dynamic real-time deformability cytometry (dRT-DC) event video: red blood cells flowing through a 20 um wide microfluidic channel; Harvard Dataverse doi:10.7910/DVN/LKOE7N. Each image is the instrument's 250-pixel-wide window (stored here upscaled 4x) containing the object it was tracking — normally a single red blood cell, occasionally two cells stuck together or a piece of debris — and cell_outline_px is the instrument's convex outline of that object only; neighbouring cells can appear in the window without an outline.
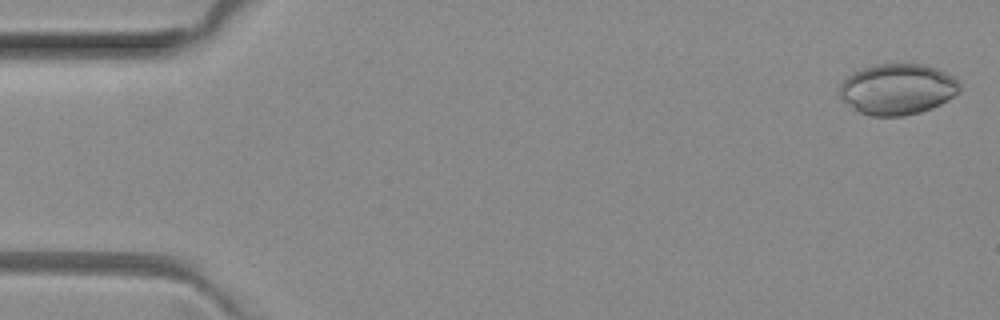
{"species": "common noctule bat (a hibernating species)", "species_latin": "Nyctalus noctula", "temperature_condition": "room temperature", "stored_images_in_passage": 5, "camera_frame_rate_fps": 3000, "um_per_image_px": 0.085, "animal": {"sex": "female", "body_mass_g": 29.2, "forearm_length_mm": 56.3}, "frame": {"image": 1, "passage_image": 1, "time_ms": 0.0, "image_size_px": [1000, 320], "cell_outline_px": [[960, 92], [948, 100], [932, 108], [920, 112], [904, 116], [872, 116], [860, 112], [852, 108], [840, 96], [840, 84], [852, 72], [876, 64], [924, 64], [936, 68], [960, 80]], "centroid_in_image_um": [76.31, 7.58], "position_along_channel_um": 8.7, "area_um2": 35.66}}
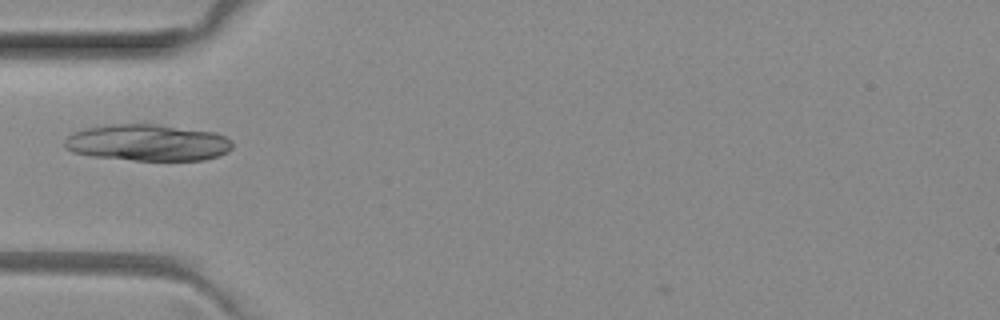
{"frame": {"image": 2, "passage_image": 4, "time_ms": 1.0, "image_size_px": [1000, 320], "cell_outline_px": [[232, 148], [228, 152], [204, 160], [132, 160], [92, 156], [72, 152], [64, 144], [64, 140], [72, 132], [88, 128], [108, 124], [156, 124], [212, 132], [224, 136], [232, 140]], "centroid_in_image_um": [12.54, 12.13], "position_along_channel_um": 72.5, "area_um2": 35.6}}
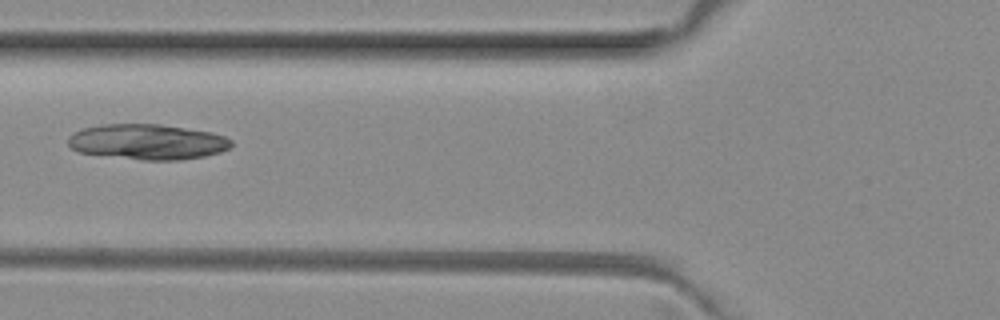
{"frame": {"image": 3, "passage_image": 5, "time_ms": 1.333, "image_size_px": [1000, 320], "cell_outline_px": [[232, 144], [228, 148], [220, 152], [204, 156], [180, 160], [140, 160], [76, 152], [68, 144], [68, 136], [84, 128], [100, 124], [160, 124], [212, 132], [224, 136], [232, 140]], "centroid_in_image_um": [12.53, 12.06], "position_along_channel_um": 113.3, "area_um2": 33.76}}